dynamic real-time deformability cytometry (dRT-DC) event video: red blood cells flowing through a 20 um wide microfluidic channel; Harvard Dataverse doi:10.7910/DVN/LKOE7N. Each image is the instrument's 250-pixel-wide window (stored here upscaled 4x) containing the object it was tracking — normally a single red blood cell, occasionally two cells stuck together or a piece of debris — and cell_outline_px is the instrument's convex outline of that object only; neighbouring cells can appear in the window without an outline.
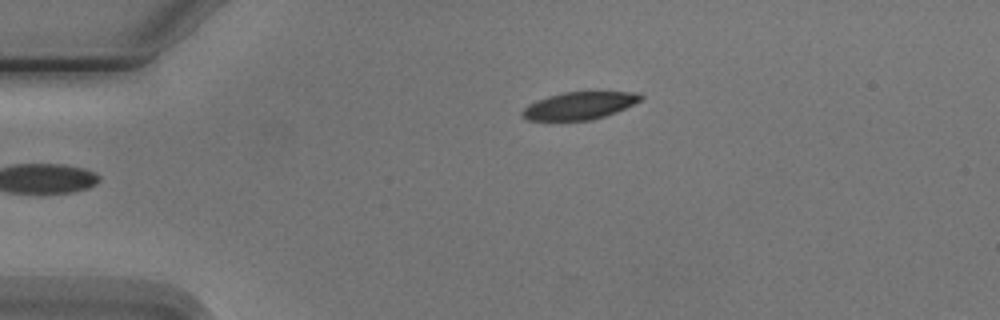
{"species": "Egyptian fruit bat (a non-hibernating species)", "species_latin": "Rousettus aegyptiacus", "temperature_condition": "cold", "stored_images_in_passage": 5, "camera_frame_rate_fps": 3000, "um_per_image_px": 0.085, "animal": {"sex": "male"}, "frame": {"image": 1, "passage_image": 5, "time_ms": 5.667, "image_size_px": [1000, 320], "cell_outline_px": [[644, 96], [640, 100], [616, 112], [592, 120], [528, 120], [520, 116], [520, 112], [528, 104], [536, 100], [548, 96], [564, 92], [632, 92]], "centroid_in_image_um": [49.18, 8.98], "position_along_channel_um": 35.8, "area_um2": 18.79}}